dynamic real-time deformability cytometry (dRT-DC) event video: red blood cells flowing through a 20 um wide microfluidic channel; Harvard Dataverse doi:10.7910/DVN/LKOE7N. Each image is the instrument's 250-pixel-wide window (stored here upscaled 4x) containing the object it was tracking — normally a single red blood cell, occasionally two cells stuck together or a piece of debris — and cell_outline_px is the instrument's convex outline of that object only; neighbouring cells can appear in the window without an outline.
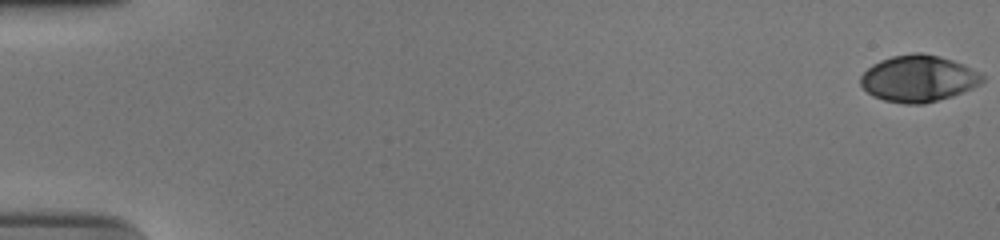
{"species": "human", "species_latin": "Homo sapiens", "temperature_condition": "cold", "stored_images_in_passage": 56, "camera_frame_rate_fps": 3000, "um_per_image_px": 0.085, "donor": {"sex": "male"}, "frame": {"image": 1, "passage_image": 1, "time_ms": 0.0, "image_size_px": [1000, 240], "cell_outline_px": [[984, 80], [980, 84], [972, 88], [952, 96], [924, 104], [904, 104], [884, 100], [872, 96], [860, 84], [860, 76], [872, 64], [880, 60], [892, 56], [912, 52], [920, 52], [940, 56], [964, 64], [980, 72], [984, 76]], "centroid_in_image_um": [78.06, 6.67], "position_along_channel_um": 6.9, "area_um2": 33.23}}
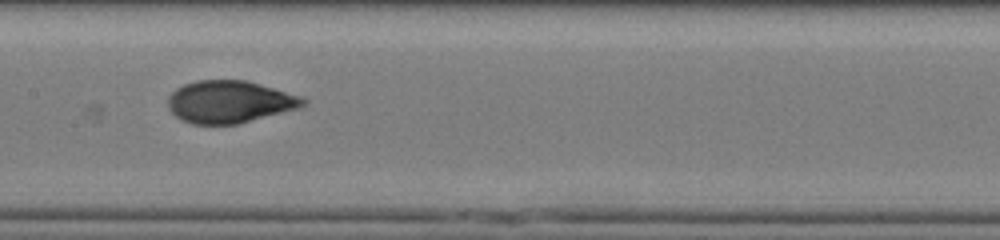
{"frame": {"image": 2, "passage_image": 30, "time_ms": 9.667, "image_size_px": [1000, 240], "cell_outline_px": [[308, 100], [304, 104], [296, 108], [236, 124], [192, 124], [180, 120], [168, 108], [168, 96], [176, 88], [184, 84], [196, 80], [244, 80], [300, 96]], "centroid_in_image_um": [19.43, 8.65], "position_along_channel_um": 188.0, "area_um2": 32.83}}
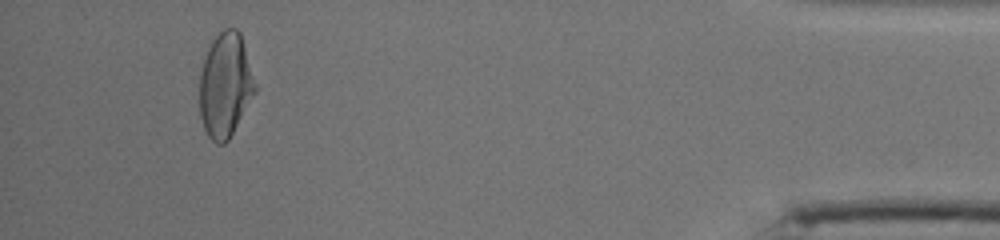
{"frame": {"image": 3, "passage_image": 53, "time_ms": 17.333, "image_size_px": [1000, 240], "cell_outline_px": [[256, 92], [228, 140], [224, 144], [216, 144], [208, 136], [204, 128], [200, 116], [200, 72], [208, 48], [212, 40], [224, 28], [236, 28], [240, 32], [256, 84]], "centroid_in_image_um": [19.15, 7.24], "position_along_channel_um": 416.1, "area_um2": 33.64}, "authors_computed_cell_mechanics": {"area_um2": 33.1483, "velocity_mm_per_s": 3.7588, "shape_relaxation_time_tau1_ms": 7.9644, "shape_relaxation_time_tau2_ms": null, "deformation_change_tau1": 0.2488, "deformation_change_tau2": null}}